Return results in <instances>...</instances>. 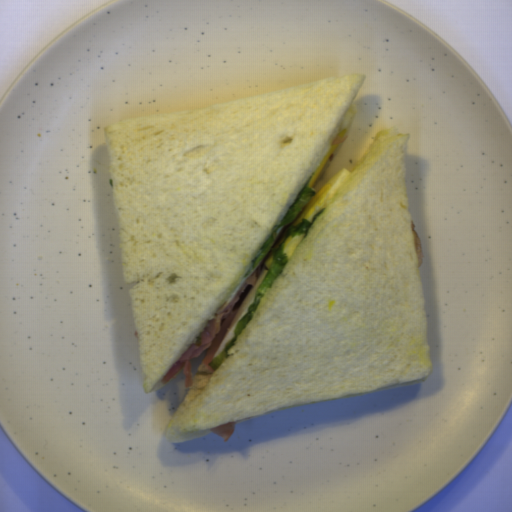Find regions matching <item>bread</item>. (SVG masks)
Wrapping results in <instances>:
<instances>
[{
	"instance_id": "cb027b5d",
	"label": "bread",
	"mask_w": 512,
	"mask_h": 512,
	"mask_svg": "<svg viewBox=\"0 0 512 512\" xmlns=\"http://www.w3.org/2000/svg\"><path fill=\"white\" fill-rule=\"evenodd\" d=\"M409 134L386 128L291 253L226 359L199 365L166 441L433 374L407 186Z\"/></svg>"
},
{
	"instance_id": "8d2b1439",
	"label": "bread",
	"mask_w": 512,
	"mask_h": 512,
	"mask_svg": "<svg viewBox=\"0 0 512 512\" xmlns=\"http://www.w3.org/2000/svg\"><path fill=\"white\" fill-rule=\"evenodd\" d=\"M366 77L104 128L144 393L166 386L289 213Z\"/></svg>"
}]
</instances>
